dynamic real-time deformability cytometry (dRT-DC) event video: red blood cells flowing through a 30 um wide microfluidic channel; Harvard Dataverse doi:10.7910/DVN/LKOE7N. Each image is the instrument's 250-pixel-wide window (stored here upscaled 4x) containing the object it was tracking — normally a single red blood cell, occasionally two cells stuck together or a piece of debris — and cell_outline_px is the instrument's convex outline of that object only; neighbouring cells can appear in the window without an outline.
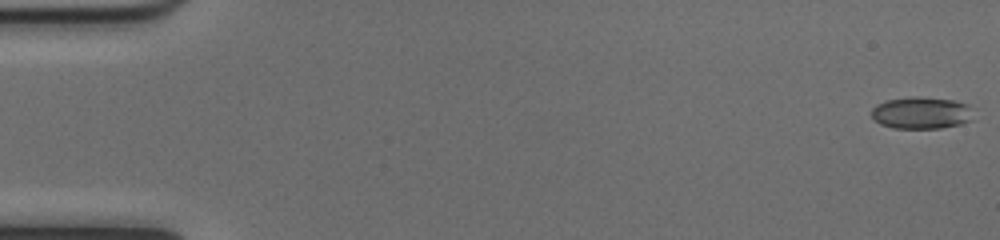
{"species": "common noctule bat (a hibernating species)", "species_latin": "Nyctalus noctula", "temperature_condition": "cold", "stored_images_in_passage": 52, "camera_frame_rate_fps": 3000, "um_per_image_px": 0.085, "animal": {"sex": "female", "body_mass_g": 17.0, "forearm_length_mm": 48.0}, "frame": {"image": 1, "passage_image": 1, "time_ms": 0.0, "image_size_px": [1000, 240], "cell_outline_px": [[976, 108], [972, 120], [960, 124], [940, 128], [892, 128], [880, 124], [872, 116], [872, 108], [876, 104], [884, 100], [908, 96], [920, 96], [956, 100], [968, 104]], "centroid_in_image_um": [78.37, 9.57], "position_along_channel_um": 6.6, "area_um2": 19.59}}
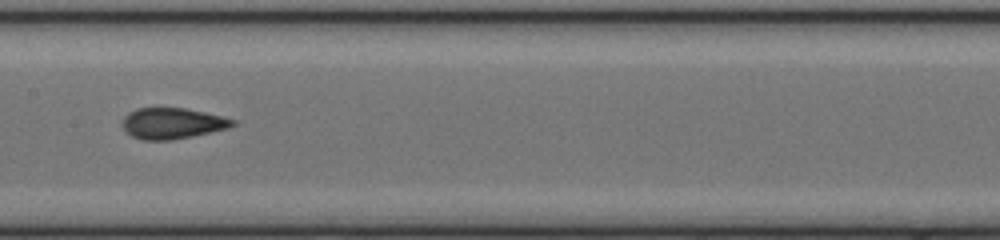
{"frame": {"image": 2, "passage_image": 27, "time_ms": 8.667, "image_size_px": [1000, 240], "cell_outline_px": [[236, 124], [228, 128], [192, 136], [172, 140], [144, 140], [132, 136], [124, 128], [124, 116], [128, 112], [136, 108], [184, 108], [204, 112], [236, 120]], "centroid_in_image_um": [14.65, 10.48], "position_along_channel_um": 192.7, "area_um2": 19.65}}
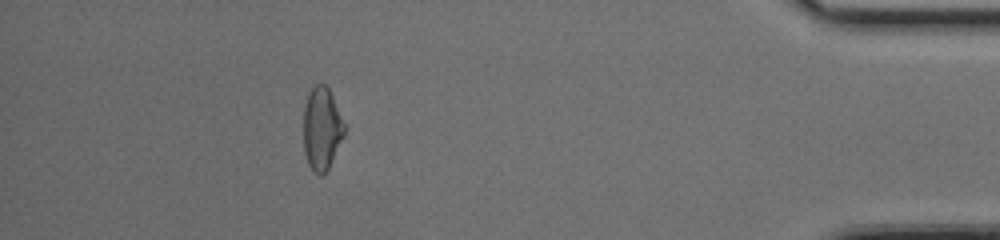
{"frame": {"image": 3, "passage_image": 47, "time_ms": 15.333, "image_size_px": [1000, 240], "cell_outline_px": [[344, 136], [324, 176], [320, 176], [312, 172], [308, 164], [304, 152], [304, 108], [308, 92], [316, 84], [324, 84], [328, 88], [332, 96], [344, 124]], "centroid_in_image_um": [27.33, 10.98], "position_along_channel_um": 407.9, "area_um2": 19.59}, "authors_computed_cell_mechanics": {"area_um2": 19.6231, "velocity_mm_per_s": 4.0301, "shape_relaxation_time_tau1_ms": null, "shape_relaxation_time_tau2_ms": 0.8156, "deformation_change_tau1": null, "deformation_change_tau2": 0.0459}}